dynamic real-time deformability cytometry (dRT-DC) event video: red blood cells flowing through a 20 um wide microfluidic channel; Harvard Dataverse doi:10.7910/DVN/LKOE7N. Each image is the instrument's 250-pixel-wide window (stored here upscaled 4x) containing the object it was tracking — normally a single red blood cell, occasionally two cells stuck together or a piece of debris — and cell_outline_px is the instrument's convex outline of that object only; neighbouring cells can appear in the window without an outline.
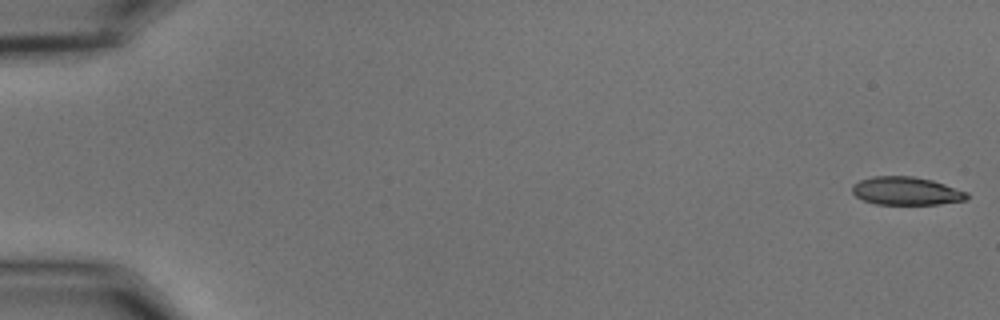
{"species": "common noctule bat (a hibernating species)", "species_latin": "Nyctalus noctula", "temperature_condition": "cold", "stored_images_in_passage": 55, "camera_frame_rate_fps": 3000, "um_per_image_px": 0.085, "animal": {"sex": "male", "body_mass_g": 15.6}, "frame": {"image": 1, "passage_image": 1, "time_ms": 0.0, "image_size_px": [1000, 320], "cell_outline_px": [[968, 196], [964, 200], [940, 204], [876, 204], [864, 200], [856, 196], [852, 192], [852, 184], [860, 180], [872, 176], [912, 176], [932, 180], [968, 192]], "centroid_in_image_um": [77.01, 16.23], "position_along_channel_um": 8.0, "area_um2": 18.73}}
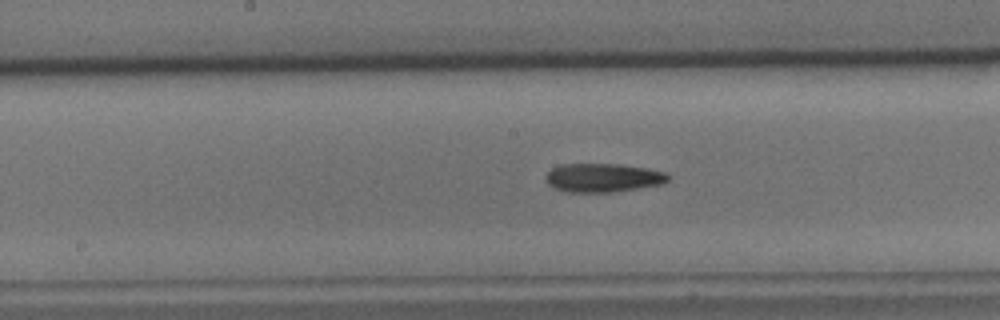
{"frame": {"image": 2, "passage_image": 29, "time_ms": 9.333, "image_size_px": [1000, 320], "cell_outline_px": [[668, 180], [664, 184], [612, 192], [568, 192], [556, 188], [548, 184], [544, 176], [552, 168], [560, 164], [620, 164], [648, 168], [664, 172], [668, 176]], "centroid_in_image_um": [51.25, 15.1], "position_along_channel_um": 197.0, "area_um2": 20.46}}
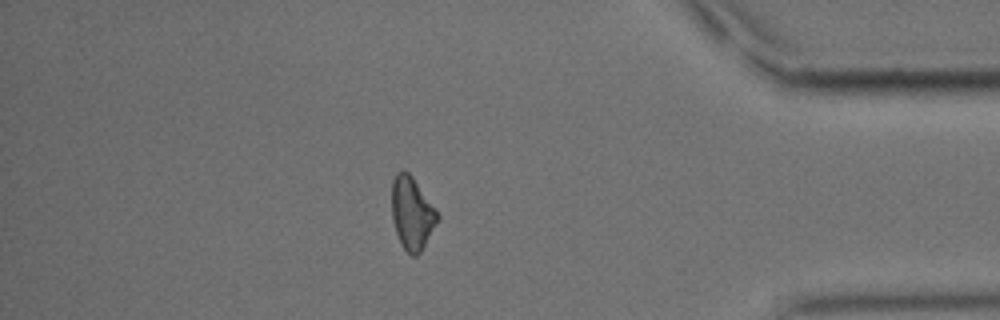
{"frame": {"image": 3, "passage_image": 48, "time_ms": 15.667, "image_size_px": [1000, 320], "cell_outline_px": [[440, 220], [420, 252], [416, 256], [412, 256], [400, 244], [392, 220], [392, 180], [396, 172], [404, 168], [412, 176], [436, 208], [440, 216]], "centroid_in_image_um": [35.03, 18.1], "position_along_channel_um": 400.2, "area_um2": 19.65}, "authors_computed_cell_mechanics": {"area_um2": 19.7676, "velocity_mm_per_s": 3.6813, "shape_relaxation_time_tau1_ms": 8.8981, "shape_relaxation_time_tau2_ms": null, "deformation_change_tau1": 0.1907, "deformation_change_tau2": null}}